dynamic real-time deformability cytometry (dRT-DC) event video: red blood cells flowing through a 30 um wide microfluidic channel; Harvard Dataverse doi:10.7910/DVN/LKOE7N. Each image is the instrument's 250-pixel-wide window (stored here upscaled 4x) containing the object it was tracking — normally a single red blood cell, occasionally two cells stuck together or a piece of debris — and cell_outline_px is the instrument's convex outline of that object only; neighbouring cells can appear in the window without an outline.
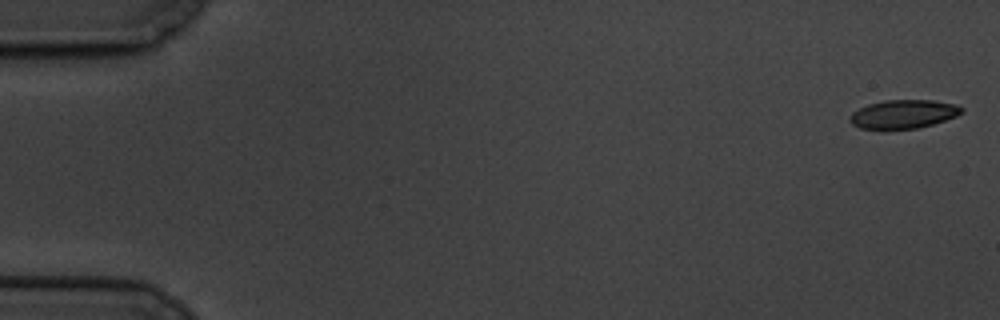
{"species": "common noctule bat (a hibernating species)", "species_latin": "Nyctalus noctula", "temperature_condition": "cold", "stored_images_in_passage": 3, "camera_frame_rate_fps": 3000, "um_per_image_px": 0.085, "animal": {"sex": "male", "body_mass_g": 19.5, "forearm_length_mm": 54.6}, "frame": {"image": 1, "passage_image": 1, "time_ms": 0.0, "image_size_px": [1000, 320], "cell_outline_px": [[964, 112], [956, 116], [932, 124], [916, 128], [884, 132], [880, 132], [860, 128], [852, 124], [848, 120], [852, 112], [868, 104], [884, 100], [932, 100], [956, 104], [964, 108]], "centroid_in_image_um": [76.74, 9.74], "position_along_channel_um": 8.3, "area_um2": 19.31}}